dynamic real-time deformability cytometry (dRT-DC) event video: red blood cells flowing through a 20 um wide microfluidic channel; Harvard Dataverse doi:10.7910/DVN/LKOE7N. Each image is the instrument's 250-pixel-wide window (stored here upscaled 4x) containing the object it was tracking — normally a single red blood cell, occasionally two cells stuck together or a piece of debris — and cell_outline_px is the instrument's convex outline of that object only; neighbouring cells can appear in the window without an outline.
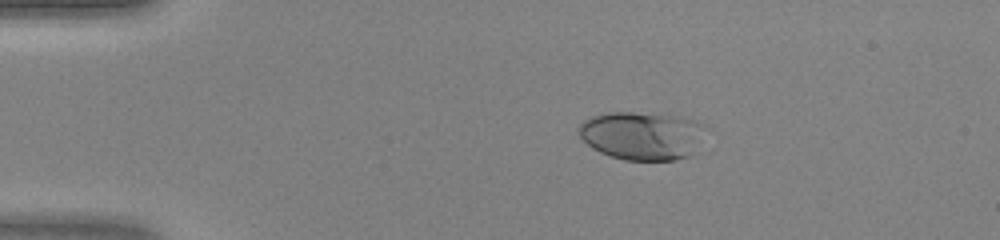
{"species": "human", "species_latin": "Homo sapiens", "temperature_condition": "warm", "stored_images_in_passage": 40, "camera_frame_rate_fps": 3000, "um_per_image_px": 0.085, "donor": {"sex": "female"}, "frame": {"image": 1, "passage_image": 2, "time_ms": 0.333, "image_size_px": [1000, 240], "cell_outline_px": [[708, 124], [688, 156], [676, 160], [624, 160], [600, 152], [592, 148], [580, 136], [580, 124], [584, 120], [592, 116], [608, 112], [668, 112]], "centroid_in_image_um": [54.58, 11.48], "position_along_channel_um": 30.4, "area_um2": 35.89}}
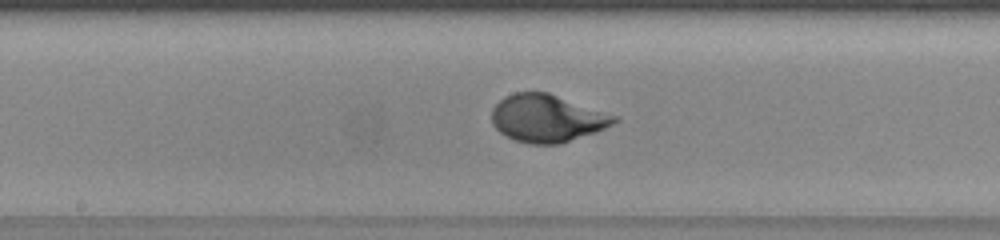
{"frame": {"image": 2, "passage_image": 18, "time_ms": 5.667, "image_size_px": [1000, 240], "cell_outline_px": [[620, 120], [596, 132], [560, 144], [528, 144], [516, 140], [500, 132], [492, 124], [492, 108], [504, 96], [512, 92], [548, 92], [620, 116]], "centroid_in_image_um": [46.53, 10.04], "position_along_channel_um": 201.7, "area_um2": 34.16}}
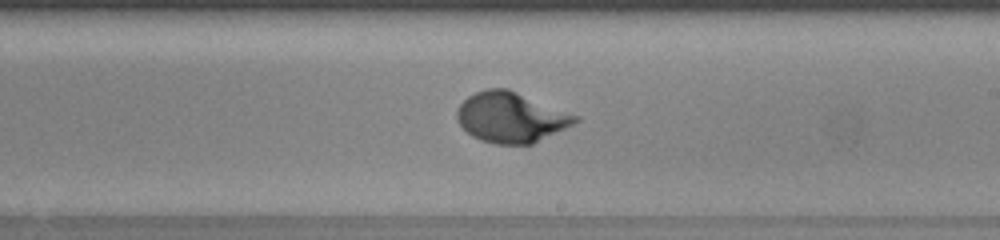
{"frame": {"image": 3, "passage_image": 21, "time_ms": 6.667, "image_size_px": [1000, 240], "cell_outline_px": [[580, 120], [532, 144], [496, 144], [480, 140], [472, 136], [460, 124], [456, 116], [456, 112], [460, 104], [468, 96], [476, 92], [488, 88], [508, 88], [580, 116]], "centroid_in_image_um": [43.43, 9.96], "position_along_channel_um": 245.6, "area_um2": 34.45}}